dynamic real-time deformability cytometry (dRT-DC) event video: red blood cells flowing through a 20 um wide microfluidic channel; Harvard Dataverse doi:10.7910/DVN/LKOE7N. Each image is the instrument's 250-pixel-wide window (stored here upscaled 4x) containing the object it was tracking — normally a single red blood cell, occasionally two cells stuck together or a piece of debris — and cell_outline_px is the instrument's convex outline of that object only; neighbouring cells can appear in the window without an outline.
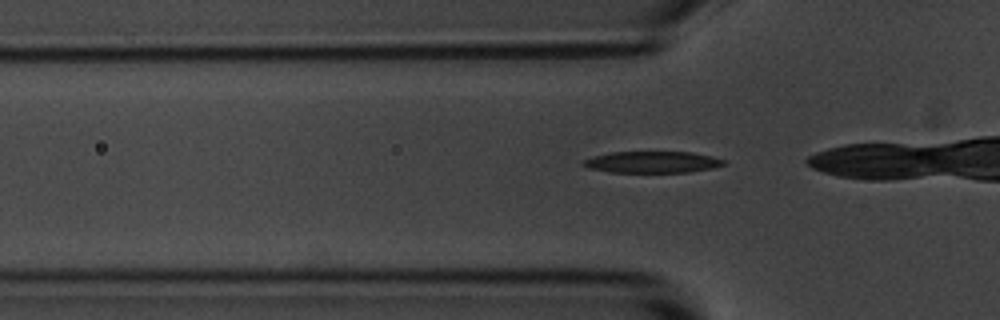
{"species": "common noctule bat (a hibernating species)", "species_latin": "Nyctalus noctula", "temperature_condition": "room temperature", "stored_images_in_passage": 36, "camera_frame_rate_fps": 3000, "um_per_image_px": 0.085, "animal": {"sex": "male", "body_mass_g": 20.1, "forearm_length_mm": 53.5}, "frame": {"image": 1, "passage_image": 11, "time_ms": 3.333, "image_size_px": [1000, 320], "cell_outline_px": [[728, 164], [712, 168], [688, 172], [612, 172], [588, 168], [580, 164], [584, 160], [592, 156], [612, 152], [692, 152], [728, 160]], "centroid_in_image_um": [55.48, 13.77], "position_along_channel_um": 70.3, "area_um2": 17.69}}
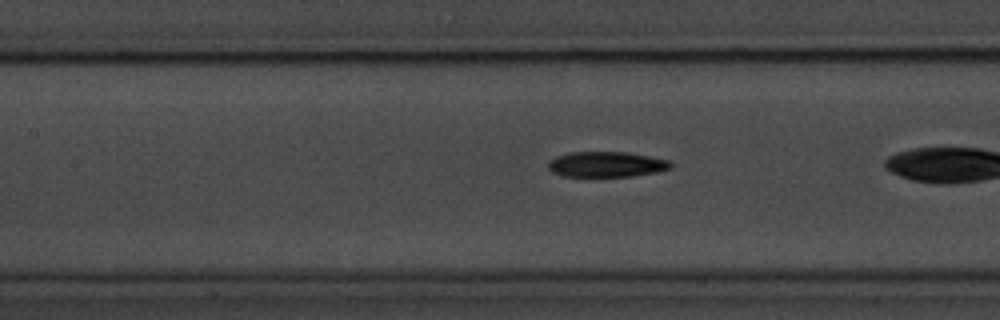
{"frame": {"image": 2, "passage_image": 18, "time_ms": 5.667, "image_size_px": [1000, 320], "cell_outline_px": [[672, 168], [660, 172], [632, 176], [564, 176], [552, 172], [548, 168], [548, 160], [556, 156], [568, 152], [628, 152], [668, 160], [672, 164]], "centroid_in_image_um": [51.54, 13.97], "position_along_channel_um": 155.9, "area_um2": 18.26}}
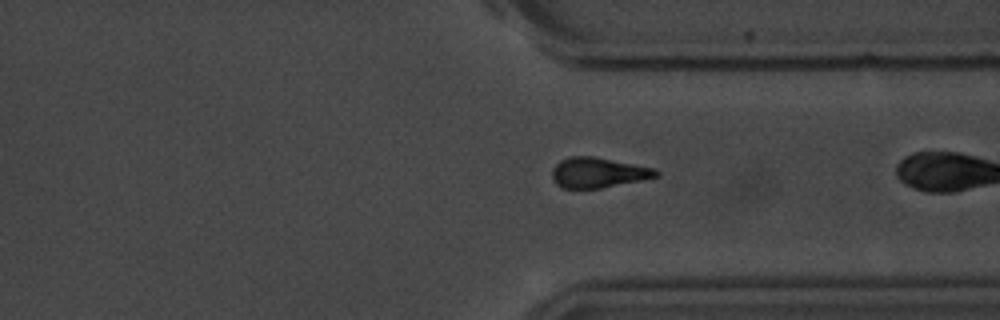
{"frame": {"image": 3, "passage_image": 35, "time_ms": 11.333, "image_size_px": [1000, 320], "cell_outline_px": [[660, 176], [600, 188], [560, 188], [552, 180], [552, 168], [560, 160], [572, 156], [592, 156], [652, 168], [660, 172]], "centroid_in_image_um": [50.79, 14.68], "position_along_channel_um": 360.6, "area_um2": 18.09}}